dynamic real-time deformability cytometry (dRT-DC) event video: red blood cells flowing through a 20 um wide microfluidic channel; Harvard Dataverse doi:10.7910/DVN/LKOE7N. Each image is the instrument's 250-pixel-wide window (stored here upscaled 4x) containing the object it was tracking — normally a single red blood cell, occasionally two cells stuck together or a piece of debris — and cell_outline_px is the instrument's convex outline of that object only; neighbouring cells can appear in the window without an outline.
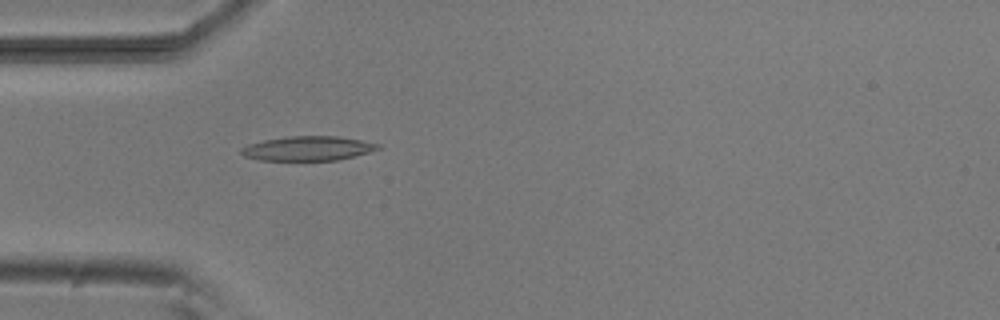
{"species": "common noctule bat (a hibernating species)", "species_latin": "Nyctalus noctula", "temperature_condition": "room temperature", "stored_images_in_passage": 1, "camera_frame_rate_fps": 3000, "um_per_image_px": 0.085, "animal": {"sex": "male", "body_mass_g": 20.5, "forearm_length_mm": 52.5}, "frame": {"image": 1, "passage_image": 1, "time_ms": 0.0, "image_size_px": [1000, 320], "cell_outline_px": [[380, 148], [368, 152], [336, 160], [260, 160], [244, 156], [240, 152], [240, 148], [248, 144], [264, 140], [288, 136], [340, 136], [380, 144]], "centroid_in_image_um": [26.13, 12.61], "position_along_channel_um": 58.9, "area_um2": 19.31}}